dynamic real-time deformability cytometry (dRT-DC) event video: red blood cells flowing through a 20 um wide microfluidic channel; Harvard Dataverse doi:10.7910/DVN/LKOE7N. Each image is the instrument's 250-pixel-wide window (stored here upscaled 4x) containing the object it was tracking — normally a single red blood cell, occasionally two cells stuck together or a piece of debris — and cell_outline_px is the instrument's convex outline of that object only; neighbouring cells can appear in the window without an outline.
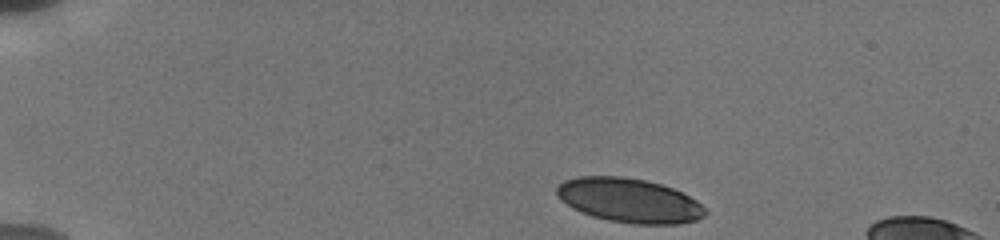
{"species": "human", "species_latin": "Homo sapiens", "temperature_condition": "cold", "stored_images_in_passage": 12, "camera_frame_rate_fps": 3000, "um_per_image_px": 0.085, "donor": {"sex": "male"}, "frame": {"image": 1, "passage_image": 1, "time_ms": 0.0, "image_size_px": [1000, 240], "cell_outline_px": [[708, 212], [704, 216], [696, 220], [680, 224], [632, 224], [608, 220], [592, 216], [572, 208], [560, 200], [556, 196], [556, 188], [564, 180], [580, 176], [624, 176], [644, 180], [660, 184], [672, 188], [696, 200]], "centroid_in_image_um": [53.46, 17.04], "position_along_channel_um": 31.5, "area_um2": 38.32}}